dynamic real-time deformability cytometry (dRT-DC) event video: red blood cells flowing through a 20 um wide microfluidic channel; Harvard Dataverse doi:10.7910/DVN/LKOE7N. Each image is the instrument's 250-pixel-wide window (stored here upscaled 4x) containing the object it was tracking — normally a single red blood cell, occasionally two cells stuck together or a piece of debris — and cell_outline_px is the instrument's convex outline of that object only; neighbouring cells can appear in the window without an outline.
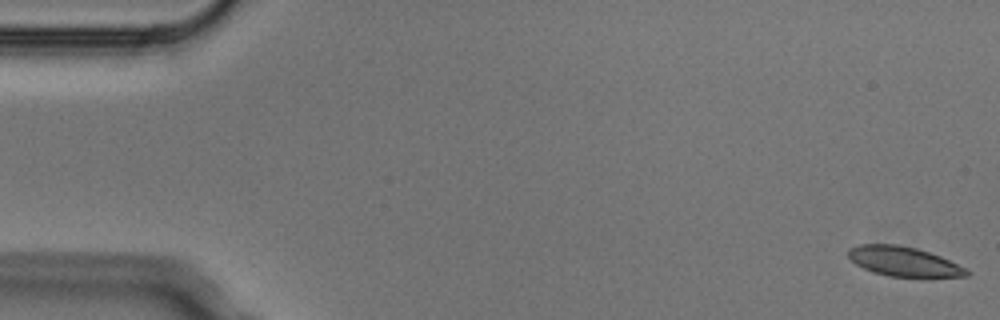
{"species": "Egyptian fruit bat (a non-hibernating species)", "species_latin": "Rousettus aegyptiacus", "temperature_condition": "cold", "stored_images_in_passage": 5, "camera_frame_rate_fps": 3000, "um_per_image_px": 0.085, "animal": {"sex": "male"}, "frame": {"image": 1, "passage_image": 1, "time_ms": 0.0, "image_size_px": [1000, 320], "cell_outline_px": [[972, 272], [968, 276], [888, 276], [872, 272], [856, 264], [848, 256], [848, 248], [856, 244], [900, 244], [916, 248], [940, 256], [968, 268]], "centroid_in_image_um": [76.81, 22.21], "position_along_channel_um": 8.2, "area_um2": 20.4}}
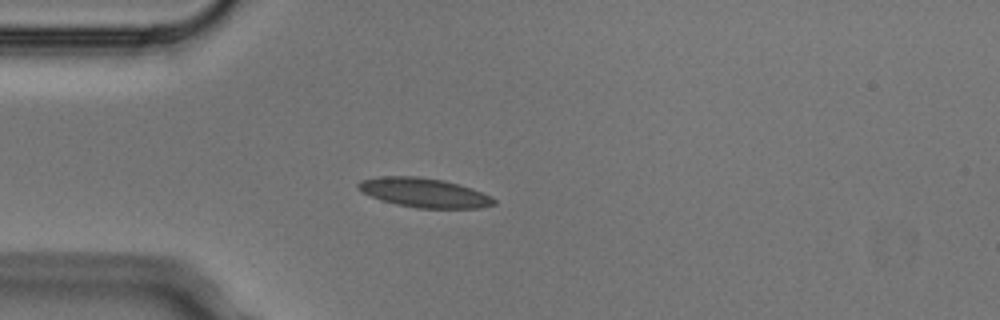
{"frame": {"image": 2, "passage_image": 4, "time_ms": 1.0, "image_size_px": [1000, 320], "cell_outline_px": [[496, 204], [480, 208], [416, 208], [396, 204], [380, 200], [356, 188], [356, 184], [360, 180], [380, 176], [416, 176], [444, 180], [460, 184], [472, 188], [492, 196], [496, 200]], "centroid_in_image_um": [36.07, 16.37], "position_along_channel_um": 48.9, "area_um2": 23.35}}